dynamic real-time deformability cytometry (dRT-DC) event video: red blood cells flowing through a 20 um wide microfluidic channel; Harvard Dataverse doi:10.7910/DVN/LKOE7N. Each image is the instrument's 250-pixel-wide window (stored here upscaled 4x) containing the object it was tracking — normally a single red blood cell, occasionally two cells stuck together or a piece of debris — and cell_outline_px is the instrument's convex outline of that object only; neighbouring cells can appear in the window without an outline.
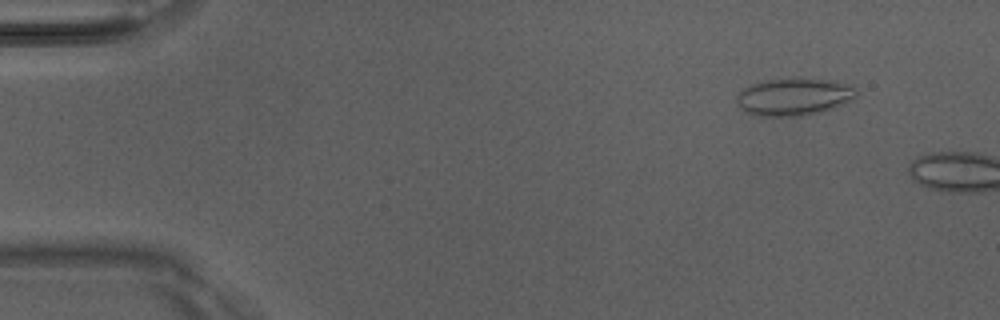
{"species": "Egyptian fruit bat (a non-hibernating species)", "species_latin": "Rousettus aegyptiacus", "temperature_condition": "room temperature", "stored_images_in_passage": 7, "camera_frame_rate_fps": 3000, "um_per_image_px": 0.085, "animal": {"sex": "male"}, "frame": {"image": 1, "passage_image": 5, "time_ms": 1.333, "image_size_px": [1000, 320], "cell_outline_px": [[856, 96], [832, 108], [820, 112], [800, 116], [756, 116], [748, 112], [736, 100], [736, 96], [744, 88], [752, 84], [768, 80], [800, 76], [836, 80], [856, 84]], "centroid_in_image_um": [67.55, 8.18], "position_along_channel_um": 17.4, "area_um2": 26.41}}